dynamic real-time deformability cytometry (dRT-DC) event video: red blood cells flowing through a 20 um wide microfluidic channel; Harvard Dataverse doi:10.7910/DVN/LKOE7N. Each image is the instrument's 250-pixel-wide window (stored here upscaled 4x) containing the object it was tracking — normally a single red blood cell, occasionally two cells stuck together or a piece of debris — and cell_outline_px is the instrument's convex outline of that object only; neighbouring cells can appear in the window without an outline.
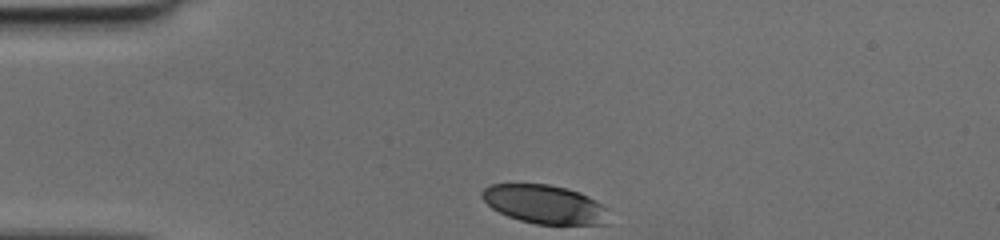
{"species": "human", "species_latin": "Homo sapiens", "temperature_condition": "cold", "stored_images_in_passage": 29, "camera_frame_rate_fps": 3000, "um_per_image_px": 0.085, "donor": {"sex": "female"}, "frame": {"image": 1, "passage_image": 1, "time_ms": 0.0, "image_size_px": [1000, 240], "cell_outline_px": [[612, 224], [536, 224], [520, 220], [508, 216], [492, 208], [480, 196], [480, 192], [484, 188], [492, 184], [548, 184], [568, 188], [580, 192], [596, 200], [608, 208]], "centroid_in_image_um": [46.36, 17.37], "position_along_channel_um": 38.6, "area_um2": 28.96}}
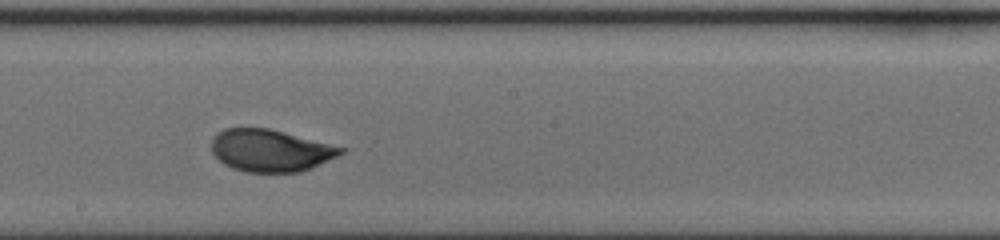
{"frame": {"image": 2, "passage_image": 17, "time_ms": 5.333, "image_size_px": [1000, 240], "cell_outline_px": [[348, 148], [344, 152], [336, 156], [300, 172], [244, 172], [232, 168], [224, 164], [212, 152], [212, 140], [216, 132], [224, 128], [268, 128]], "centroid_in_image_um": [22.97, 12.78], "position_along_channel_um": 225.2, "area_um2": 31.62}}
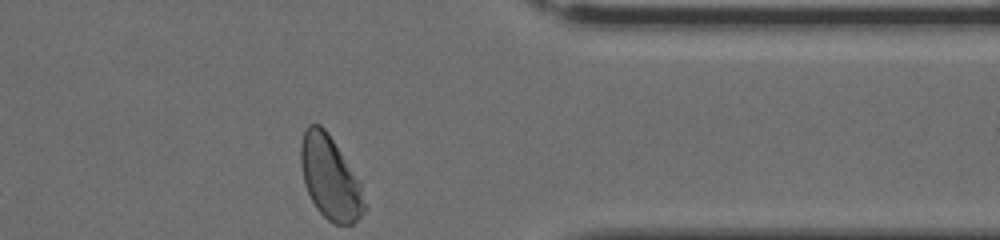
{"frame": {"image": 3, "passage_image": 29, "time_ms": 9.333, "image_size_px": [1000, 240], "cell_outline_px": [[368, 208], [352, 224], [332, 224], [316, 208], [304, 184], [300, 164], [300, 144], [304, 128], [308, 124], [320, 124], [328, 132], [360, 184]], "centroid_in_image_um": [28.03, 15.11], "position_along_channel_um": 383.4, "area_um2": 30.75}}